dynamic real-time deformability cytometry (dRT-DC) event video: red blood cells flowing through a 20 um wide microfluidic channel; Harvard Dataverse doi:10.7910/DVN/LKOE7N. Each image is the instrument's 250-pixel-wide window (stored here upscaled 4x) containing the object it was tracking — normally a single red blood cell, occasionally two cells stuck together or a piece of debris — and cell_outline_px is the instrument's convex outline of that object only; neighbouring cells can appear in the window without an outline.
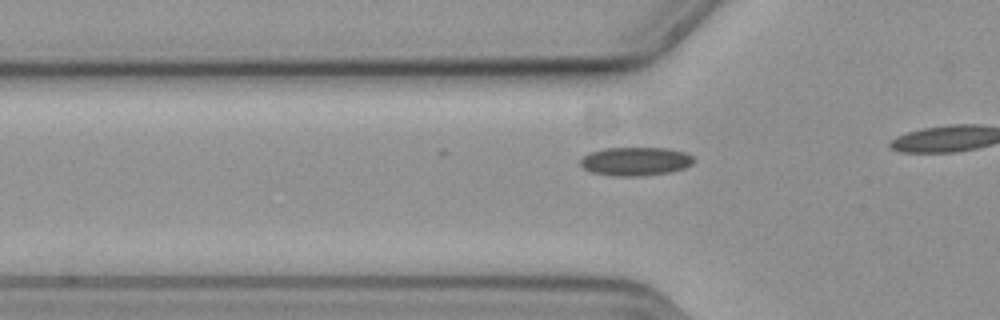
{"species": "common noctule bat (a hibernating species)", "species_latin": "Nyctalus noctula", "temperature_condition": "cold", "stored_images_in_passage": 12, "camera_frame_rate_fps": 3000, "um_per_image_px": 0.085, "animal": {"sex": "female", "body_mass_g": 19.3, "forearm_length_mm": 54.1}, "frame": {"image": 1, "passage_image": 6, "time_ms": 1.667, "image_size_px": [1000, 320], "cell_outline_px": [[696, 160], [692, 164], [684, 168], [668, 172], [640, 176], [616, 176], [592, 172], [584, 168], [580, 164], [580, 160], [588, 152], [604, 148], [668, 148], [684, 152], [692, 156]], "centroid_in_image_um": [54.01, 13.7], "position_along_channel_um": 71.8, "area_um2": 18.84}}
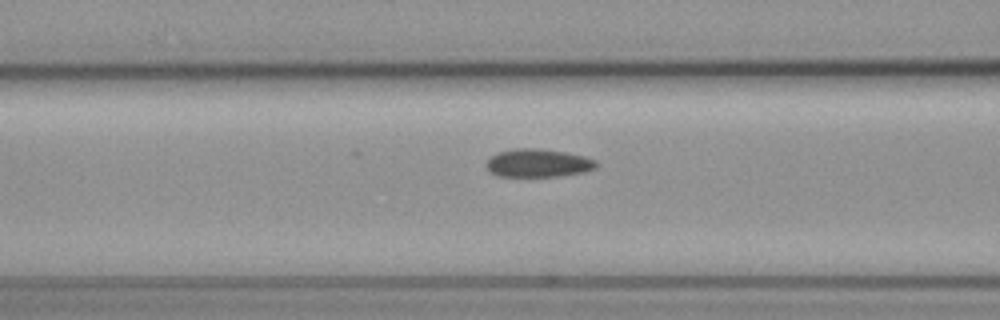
{"frame": {"image": 2, "passage_image": 10, "time_ms": 3.0, "image_size_px": [1000, 320], "cell_outline_px": [[596, 168], [584, 172], [560, 176], [500, 176], [492, 172], [484, 164], [496, 152], [516, 148], [536, 148], [564, 152], [584, 156], [596, 160]], "centroid_in_image_um": [45.74, 13.85], "position_along_channel_um": 120.9, "area_um2": 17.92}}